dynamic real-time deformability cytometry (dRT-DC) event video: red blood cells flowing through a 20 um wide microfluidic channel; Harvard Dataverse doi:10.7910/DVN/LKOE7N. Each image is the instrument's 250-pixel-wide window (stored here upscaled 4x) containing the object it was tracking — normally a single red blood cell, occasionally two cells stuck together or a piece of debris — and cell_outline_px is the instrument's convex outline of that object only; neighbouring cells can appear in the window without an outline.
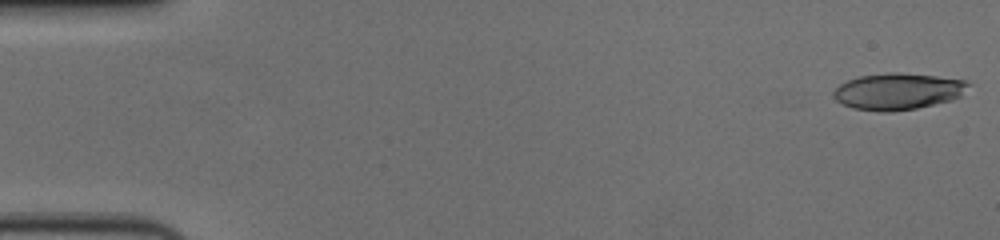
{"species": "human", "species_latin": "Homo sapiens", "temperature_condition": "cold", "stored_images_in_passage": 57, "camera_frame_rate_fps": 3000, "um_per_image_px": 0.085, "donor": {"sex": "female"}, "frame": {"image": 1, "passage_image": 1, "time_ms": 0.0, "image_size_px": [1000, 240], "cell_outline_px": [[972, 84], [960, 96], [952, 100], [916, 108], [892, 112], [880, 112], [852, 108], [836, 100], [832, 96], [832, 92], [840, 84], [848, 80], [860, 76], [892, 72], [896, 72], [936, 76], [968, 80]], "centroid_in_image_um": [76.34, 7.77], "position_along_channel_um": 8.7, "area_um2": 28.84}}
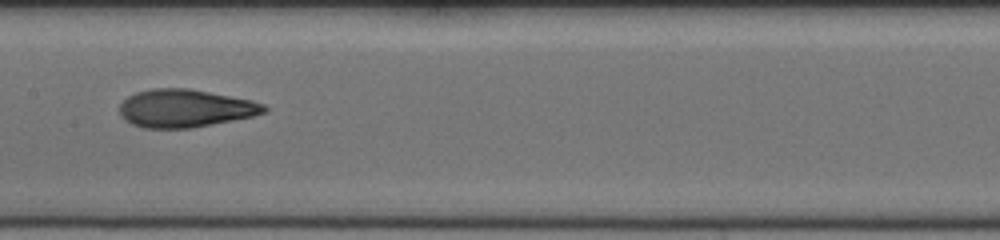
{"frame": {"image": 2, "passage_image": 29, "time_ms": 9.333, "image_size_px": [1000, 240], "cell_outline_px": [[268, 108], [264, 112], [252, 116], [232, 120], [188, 128], [144, 128], [132, 124], [124, 120], [120, 116], [120, 104], [128, 96], [136, 92], [152, 88], [188, 88], [252, 100], [264, 104]], "centroid_in_image_um": [15.7, 9.2], "position_along_channel_um": 191.7, "area_um2": 31.73}}
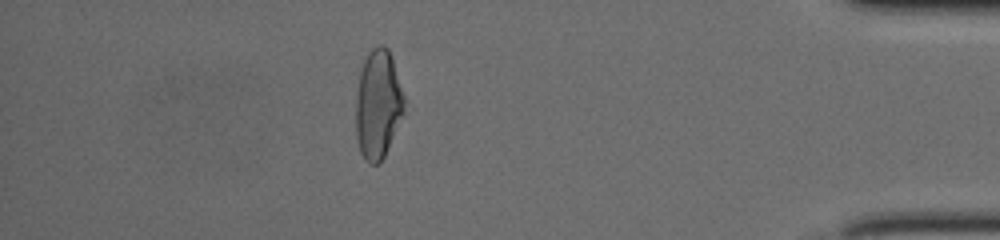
{"frame": {"image": 3, "passage_image": 50, "time_ms": 16.333, "image_size_px": [1000, 240], "cell_outline_px": [[404, 112], [384, 156], [376, 164], [368, 164], [364, 160], [360, 152], [356, 136], [356, 96], [360, 68], [368, 52], [376, 44], [384, 44], [388, 48], [392, 56], [404, 96]], "centroid_in_image_um": [32.11, 8.83], "position_along_channel_um": 403.1, "area_um2": 30.87}, "authors_computed_cell_mechanics": {"area_um2": 31.0386, "velocity_mm_per_s": 3.6572, "shape_relaxation_time_tau1_ms": 6.4531, "shape_relaxation_time_tau2_ms": 1.876, "deformation_change_tau1": 0.2266, "deformation_change_tau2": 0.0921}}